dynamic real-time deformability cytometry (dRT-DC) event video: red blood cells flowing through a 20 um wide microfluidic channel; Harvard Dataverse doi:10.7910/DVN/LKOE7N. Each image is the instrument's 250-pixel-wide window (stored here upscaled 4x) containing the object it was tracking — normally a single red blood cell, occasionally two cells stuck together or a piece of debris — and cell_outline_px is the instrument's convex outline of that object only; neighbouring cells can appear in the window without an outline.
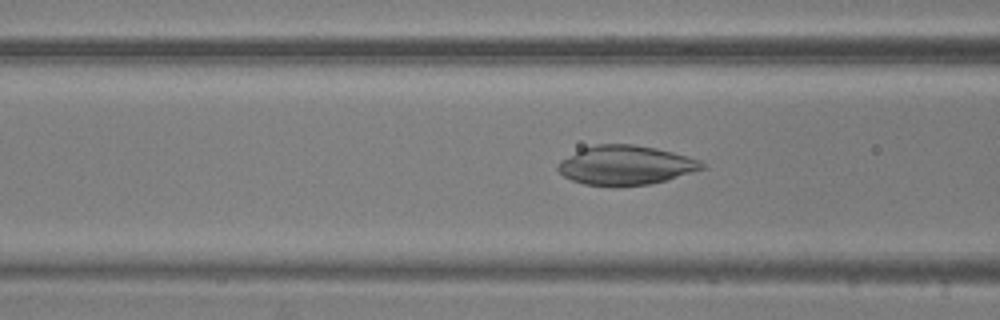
{"species": "common noctule bat (a hibernating species)", "species_latin": "Nyctalus noctula", "temperature_condition": "warm", "stored_images_in_passage": 47, "camera_frame_rate_fps": 3000, "um_per_image_px": 0.085, "animal": {"sex": "male", "body_mass_g": 20.5, "forearm_length_mm": 52.5}, "frame": {"image": 1, "passage_image": 17, "time_ms": 5.333, "image_size_px": [1000, 320], "cell_outline_px": [[704, 168], [692, 172], [664, 180], [648, 184], [584, 184], [572, 180], [564, 176], [556, 168], [556, 164], [560, 160], [580, 148], [596, 144], [632, 144], [656, 148], [672, 152], [700, 160], [704, 164]], "centroid_in_image_um": [53.13, 14.0], "position_along_channel_um": 113.5, "area_um2": 32.31}}
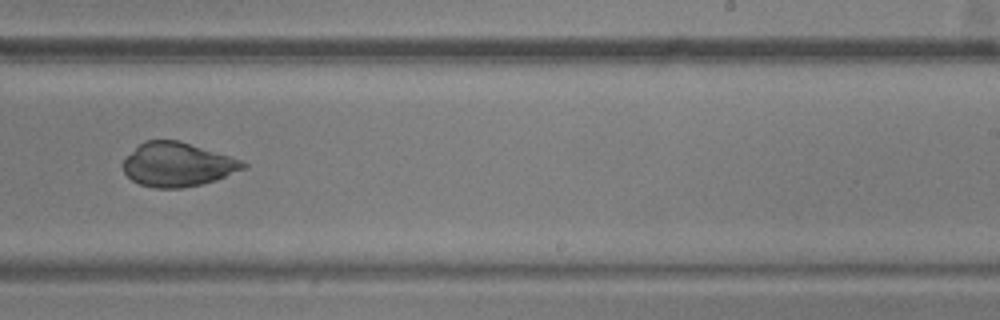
{"frame": {"image": 2, "passage_image": 30, "time_ms": 9.667, "image_size_px": [1000, 320], "cell_outline_px": [[248, 164], [244, 168], [216, 180], [200, 184], [180, 188], [156, 188], [140, 184], [132, 180], [124, 172], [120, 164], [144, 140], [180, 140], [244, 160]], "centroid_in_image_um": [15.1, 13.97], "position_along_channel_um": 273.9, "area_um2": 30.75}}
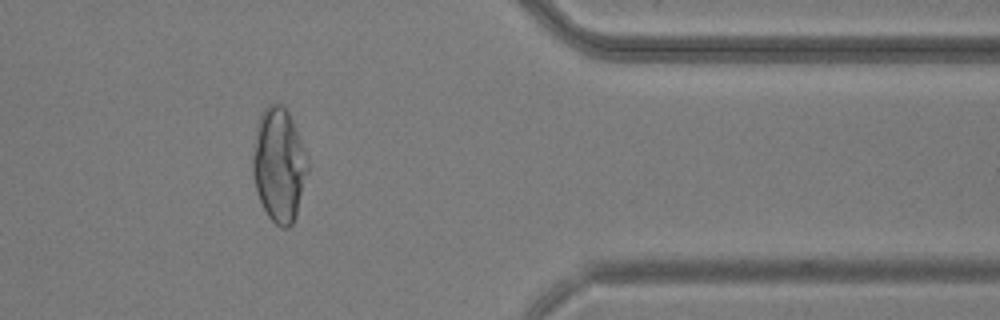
{"frame": {"image": 3, "passage_image": 41, "time_ms": 13.333, "image_size_px": [1000, 320], "cell_outline_px": [[308, 172], [296, 216], [292, 224], [288, 228], [280, 228], [268, 216], [256, 192], [252, 172], [252, 156], [256, 128], [260, 116], [264, 108], [268, 104], [280, 104], [288, 112], [292, 120], [308, 160]], "centroid_in_image_um": [23.7, 14.05], "position_along_channel_um": 387.7, "area_um2": 36.36}}